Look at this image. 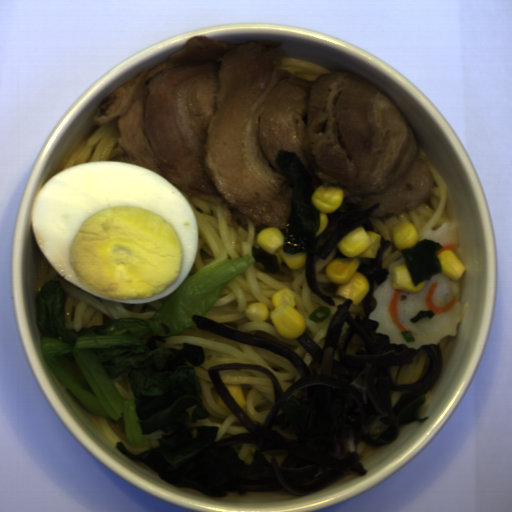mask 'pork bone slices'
<instances>
[{"label":"pork bone slices","instance_id":"d1f655de","mask_svg":"<svg viewBox=\"0 0 512 512\" xmlns=\"http://www.w3.org/2000/svg\"><path fill=\"white\" fill-rule=\"evenodd\" d=\"M279 39L250 43L191 36L96 106L94 126L115 120V152L196 197L286 230L292 179L276 162L297 152L316 190L340 187L348 209L375 203L371 218L424 205L436 178L417 157L415 134L397 105L355 73L308 80L286 70Z\"/></svg>","mask_w":512,"mask_h":512}]
</instances>
